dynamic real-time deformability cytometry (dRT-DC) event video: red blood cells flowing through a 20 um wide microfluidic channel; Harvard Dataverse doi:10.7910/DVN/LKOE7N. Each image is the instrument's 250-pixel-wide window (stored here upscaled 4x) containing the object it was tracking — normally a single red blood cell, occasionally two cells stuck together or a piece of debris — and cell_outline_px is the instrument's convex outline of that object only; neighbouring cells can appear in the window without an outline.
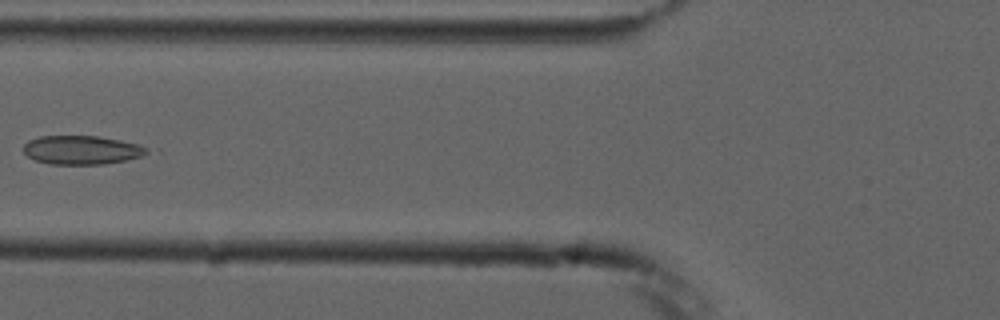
{"species": "common noctule bat (a hibernating species)", "species_latin": "Nyctalus noctula", "temperature_condition": "cold", "stored_images_in_passage": 8, "camera_frame_rate_fps": 3000, "um_per_image_px": 0.085, "animal": {"sex": "male", "forearm_length_mm": 52.5}, "frame": {"image": 1, "passage_image": 6, "time_ms": 6.0, "image_size_px": [1000, 320], "cell_outline_px": [[148, 152], [140, 156], [124, 160], [104, 164], [52, 164], [36, 160], [28, 156], [24, 152], [24, 144], [28, 140], [40, 136], [100, 136], [120, 140], [136, 144], [148, 148]], "centroid_in_image_um": [6.91, 12.74], "position_along_channel_um": 118.9, "area_um2": 20.46}}
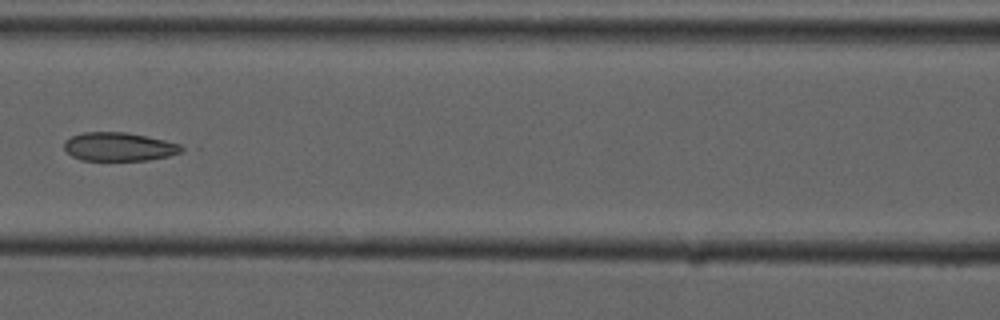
{"frame": {"image": 2, "passage_image": 7, "time_ms": 7.0, "image_size_px": [1000, 320], "cell_outline_px": [[188, 148], [180, 152], [168, 156], [148, 160], [80, 160], [72, 156], [64, 148], [64, 140], [72, 136], [84, 132], [124, 132], [164, 140], [180, 144]], "centroid_in_image_um": [10.11, 12.47], "position_along_channel_um": 156.5, "area_um2": 19.48}}
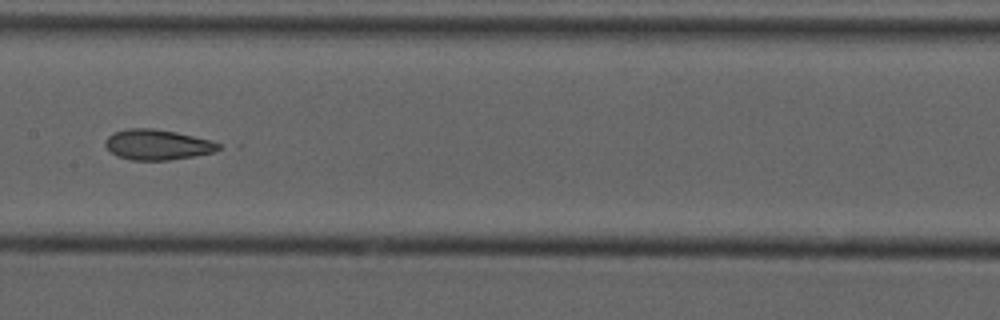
{"frame": {"image": 3, "passage_image": 8, "time_ms": 8.0, "image_size_px": [1000, 320], "cell_outline_px": [[224, 148], [216, 152], [168, 160], [132, 160], [116, 156], [104, 144], [104, 140], [112, 132], [128, 128], [152, 128], [176, 132], [212, 140], [220, 144]], "centroid_in_image_um": [13.39, 12.29], "position_along_channel_um": 194.0, "area_um2": 20.23}}